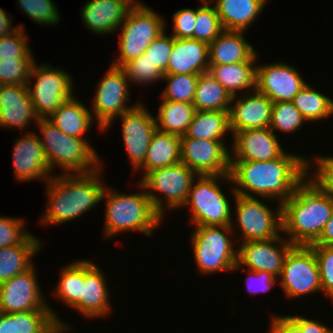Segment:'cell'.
I'll return each mask as SVG.
<instances>
[{"mask_svg": "<svg viewBox=\"0 0 333 333\" xmlns=\"http://www.w3.org/2000/svg\"><path fill=\"white\" fill-rule=\"evenodd\" d=\"M230 176L235 194L282 204L308 177V158L285 152L269 161H230Z\"/></svg>", "mask_w": 333, "mask_h": 333, "instance_id": "1", "label": "cell"}, {"mask_svg": "<svg viewBox=\"0 0 333 333\" xmlns=\"http://www.w3.org/2000/svg\"><path fill=\"white\" fill-rule=\"evenodd\" d=\"M102 168L90 173L53 174L46 182L48 198L41 223H66L97 206L107 185L100 177Z\"/></svg>", "mask_w": 333, "mask_h": 333, "instance_id": "2", "label": "cell"}, {"mask_svg": "<svg viewBox=\"0 0 333 333\" xmlns=\"http://www.w3.org/2000/svg\"><path fill=\"white\" fill-rule=\"evenodd\" d=\"M311 162L308 160V177L282 203V231L293 245L314 244L333 211V199L309 179Z\"/></svg>", "mask_w": 333, "mask_h": 333, "instance_id": "3", "label": "cell"}, {"mask_svg": "<svg viewBox=\"0 0 333 333\" xmlns=\"http://www.w3.org/2000/svg\"><path fill=\"white\" fill-rule=\"evenodd\" d=\"M142 191L125 194L106 185L102 195L105 201L104 236L113 237L117 233L139 231L152 236L153 229L160 228L162 217L154 209L143 186ZM112 189V190H111Z\"/></svg>", "mask_w": 333, "mask_h": 333, "instance_id": "4", "label": "cell"}, {"mask_svg": "<svg viewBox=\"0 0 333 333\" xmlns=\"http://www.w3.org/2000/svg\"><path fill=\"white\" fill-rule=\"evenodd\" d=\"M38 128L43 151L53 174L55 167L64 174L90 173L102 166L98 153L89 140L64 134L47 118H39Z\"/></svg>", "mask_w": 333, "mask_h": 333, "instance_id": "5", "label": "cell"}, {"mask_svg": "<svg viewBox=\"0 0 333 333\" xmlns=\"http://www.w3.org/2000/svg\"><path fill=\"white\" fill-rule=\"evenodd\" d=\"M191 236L193 257L200 274L233 271L237 264L238 248L234 249L231 226H194ZM231 234V235H230Z\"/></svg>", "mask_w": 333, "mask_h": 333, "instance_id": "6", "label": "cell"}, {"mask_svg": "<svg viewBox=\"0 0 333 333\" xmlns=\"http://www.w3.org/2000/svg\"><path fill=\"white\" fill-rule=\"evenodd\" d=\"M233 183L230 175H198L189 190L185 207H189L194 226H231L232 207L218 181Z\"/></svg>", "mask_w": 333, "mask_h": 333, "instance_id": "7", "label": "cell"}, {"mask_svg": "<svg viewBox=\"0 0 333 333\" xmlns=\"http://www.w3.org/2000/svg\"><path fill=\"white\" fill-rule=\"evenodd\" d=\"M197 176L186 164L179 162L142 175L139 183L146 190L156 212L164 219L167 208L174 210L184 207L191 185Z\"/></svg>", "mask_w": 333, "mask_h": 333, "instance_id": "8", "label": "cell"}, {"mask_svg": "<svg viewBox=\"0 0 333 333\" xmlns=\"http://www.w3.org/2000/svg\"><path fill=\"white\" fill-rule=\"evenodd\" d=\"M118 29L121 30L119 54L118 59H114L111 65L121 67L124 63L145 53L154 39L166 31V24L164 17H160L151 7L142 5L130 8Z\"/></svg>", "mask_w": 333, "mask_h": 333, "instance_id": "9", "label": "cell"}, {"mask_svg": "<svg viewBox=\"0 0 333 333\" xmlns=\"http://www.w3.org/2000/svg\"><path fill=\"white\" fill-rule=\"evenodd\" d=\"M72 80L71 74L69 75L65 69L52 68L50 64L38 66L36 61L33 63L28 89L35 113L39 118H48L65 101L74 96Z\"/></svg>", "mask_w": 333, "mask_h": 333, "instance_id": "10", "label": "cell"}, {"mask_svg": "<svg viewBox=\"0 0 333 333\" xmlns=\"http://www.w3.org/2000/svg\"><path fill=\"white\" fill-rule=\"evenodd\" d=\"M236 222L241 230L240 242L270 240L280 236L282 232V204L274 209L256 197H246L235 194Z\"/></svg>", "mask_w": 333, "mask_h": 333, "instance_id": "11", "label": "cell"}, {"mask_svg": "<svg viewBox=\"0 0 333 333\" xmlns=\"http://www.w3.org/2000/svg\"><path fill=\"white\" fill-rule=\"evenodd\" d=\"M36 277L35 265H33L24 273L0 283V313L50 310L61 333H66L71 328L62 322L56 311L50 308V305L48 306Z\"/></svg>", "mask_w": 333, "mask_h": 333, "instance_id": "12", "label": "cell"}, {"mask_svg": "<svg viewBox=\"0 0 333 333\" xmlns=\"http://www.w3.org/2000/svg\"><path fill=\"white\" fill-rule=\"evenodd\" d=\"M128 81L120 67L110 65L102 80L98 82L92 102L93 110L90 111L94 112L93 118L97 120L100 131L109 129L118 116L137 105L127 104L131 100Z\"/></svg>", "mask_w": 333, "mask_h": 333, "instance_id": "13", "label": "cell"}, {"mask_svg": "<svg viewBox=\"0 0 333 333\" xmlns=\"http://www.w3.org/2000/svg\"><path fill=\"white\" fill-rule=\"evenodd\" d=\"M278 279L289 299L321 292L319 266L311 246L294 245L285 258Z\"/></svg>", "mask_w": 333, "mask_h": 333, "instance_id": "14", "label": "cell"}, {"mask_svg": "<svg viewBox=\"0 0 333 333\" xmlns=\"http://www.w3.org/2000/svg\"><path fill=\"white\" fill-rule=\"evenodd\" d=\"M293 246L282 235L270 240L242 242L238 247L237 264L233 271L244 270L243 267H246L256 272H269L279 278L285 258Z\"/></svg>", "mask_w": 333, "mask_h": 333, "instance_id": "15", "label": "cell"}, {"mask_svg": "<svg viewBox=\"0 0 333 333\" xmlns=\"http://www.w3.org/2000/svg\"><path fill=\"white\" fill-rule=\"evenodd\" d=\"M225 141L181 138V162L197 175H230V150Z\"/></svg>", "mask_w": 333, "mask_h": 333, "instance_id": "16", "label": "cell"}, {"mask_svg": "<svg viewBox=\"0 0 333 333\" xmlns=\"http://www.w3.org/2000/svg\"><path fill=\"white\" fill-rule=\"evenodd\" d=\"M119 117L122 119L121 134L128 158L133 171L138 172L144 165L152 136L157 130L156 118L142 103Z\"/></svg>", "mask_w": 333, "mask_h": 333, "instance_id": "17", "label": "cell"}, {"mask_svg": "<svg viewBox=\"0 0 333 333\" xmlns=\"http://www.w3.org/2000/svg\"><path fill=\"white\" fill-rule=\"evenodd\" d=\"M306 84L296 68L287 63L256 66V90L273 103L292 101Z\"/></svg>", "mask_w": 333, "mask_h": 333, "instance_id": "18", "label": "cell"}, {"mask_svg": "<svg viewBox=\"0 0 333 333\" xmlns=\"http://www.w3.org/2000/svg\"><path fill=\"white\" fill-rule=\"evenodd\" d=\"M232 137L230 161H269L285 153L277 135L269 127L243 130Z\"/></svg>", "mask_w": 333, "mask_h": 333, "instance_id": "19", "label": "cell"}, {"mask_svg": "<svg viewBox=\"0 0 333 333\" xmlns=\"http://www.w3.org/2000/svg\"><path fill=\"white\" fill-rule=\"evenodd\" d=\"M233 96L229 110L231 134L243 130L268 128L273 102L257 90ZM239 97V98H238Z\"/></svg>", "mask_w": 333, "mask_h": 333, "instance_id": "20", "label": "cell"}, {"mask_svg": "<svg viewBox=\"0 0 333 333\" xmlns=\"http://www.w3.org/2000/svg\"><path fill=\"white\" fill-rule=\"evenodd\" d=\"M12 161L15 179L18 181L41 179L47 182L53 175L49 170L40 137L33 131L15 140Z\"/></svg>", "mask_w": 333, "mask_h": 333, "instance_id": "21", "label": "cell"}, {"mask_svg": "<svg viewBox=\"0 0 333 333\" xmlns=\"http://www.w3.org/2000/svg\"><path fill=\"white\" fill-rule=\"evenodd\" d=\"M108 286L103 271L89 260H84V284L80 300L72 307L83 316L104 317L111 313Z\"/></svg>", "mask_w": 333, "mask_h": 333, "instance_id": "22", "label": "cell"}, {"mask_svg": "<svg viewBox=\"0 0 333 333\" xmlns=\"http://www.w3.org/2000/svg\"><path fill=\"white\" fill-rule=\"evenodd\" d=\"M31 120L38 122L28 85H0V127L22 132Z\"/></svg>", "mask_w": 333, "mask_h": 333, "instance_id": "23", "label": "cell"}, {"mask_svg": "<svg viewBox=\"0 0 333 333\" xmlns=\"http://www.w3.org/2000/svg\"><path fill=\"white\" fill-rule=\"evenodd\" d=\"M84 27L95 35L118 31L130 9L120 0H88L81 8Z\"/></svg>", "mask_w": 333, "mask_h": 333, "instance_id": "24", "label": "cell"}, {"mask_svg": "<svg viewBox=\"0 0 333 333\" xmlns=\"http://www.w3.org/2000/svg\"><path fill=\"white\" fill-rule=\"evenodd\" d=\"M209 70V44L174 38L167 74H201Z\"/></svg>", "mask_w": 333, "mask_h": 333, "instance_id": "25", "label": "cell"}, {"mask_svg": "<svg viewBox=\"0 0 333 333\" xmlns=\"http://www.w3.org/2000/svg\"><path fill=\"white\" fill-rule=\"evenodd\" d=\"M245 31L223 30L209 44V65H228L249 61L257 52L245 40Z\"/></svg>", "mask_w": 333, "mask_h": 333, "instance_id": "26", "label": "cell"}, {"mask_svg": "<svg viewBox=\"0 0 333 333\" xmlns=\"http://www.w3.org/2000/svg\"><path fill=\"white\" fill-rule=\"evenodd\" d=\"M214 1V0H211ZM217 14L224 30L247 31L262 13L268 0H215Z\"/></svg>", "mask_w": 333, "mask_h": 333, "instance_id": "27", "label": "cell"}, {"mask_svg": "<svg viewBox=\"0 0 333 333\" xmlns=\"http://www.w3.org/2000/svg\"><path fill=\"white\" fill-rule=\"evenodd\" d=\"M257 53L247 62H238L228 65H209L210 74L233 97L239 93L256 90V64ZM245 90V92L243 91ZM238 93V94H237Z\"/></svg>", "mask_w": 333, "mask_h": 333, "instance_id": "28", "label": "cell"}, {"mask_svg": "<svg viewBox=\"0 0 333 333\" xmlns=\"http://www.w3.org/2000/svg\"><path fill=\"white\" fill-rule=\"evenodd\" d=\"M0 333H61L50 310L0 313Z\"/></svg>", "mask_w": 333, "mask_h": 333, "instance_id": "29", "label": "cell"}, {"mask_svg": "<svg viewBox=\"0 0 333 333\" xmlns=\"http://www.w3.org/2000/svg\"><path fill=\"white\" fill-rule=\"evenodd\" d=\"M47 119L64 134L80 139H86L84 136L96 121L89 108L74 96L65 101Z\"/></svg>", "mask_w": 333, "mask_h": 333, "instance_id": "30", "label": "cell"}, {"mask_svg": "<svg viewBox=\"0 0 333 333\" xmlns=\"http://www.w3.org/2000/svg\"><path fill=\"white\" fill-rule=\"evenodd\" d=\"M42 242L31 234L22 244L0 248V283L31 268Z\"/></svg>", "mask_w": 333, "mask_h": 333, "instance_id": "31", "label": "cell"}, {"mask_svg": "<svg viewBox=\"0 0 333 333\" xmlns=\"http://www.w3.org/2000/svg\"><path fill=\"white\" fill-rule=\"evenodd\" d=\"M181 162V136L160 132L152 136L144 165L139 171L143 174ZM142 169V170H141Z\"/></svg>", "mask_w": 333, "mask_h": 333, "instance_id": "32", "label": "cell"}, {"mask_svg": "<svg viewBox=\"0 0 333 333\" xmlns=\"http://www.w3.org/2000/svg\"><path fill=\"white\" fill-rule=\"evenodd\" d=\"M231 100L232 96L209 71L199 74L193 100L196 111L229 112Z\"/></svg>", "mask_w": 333, "mask_h": 333, "instance_id": "33", "label": "cell"}, {"mask_svg": "<svg viewBox=\"0 0 333 333\" xmlns=\"http://www.w3.org/2000/svg\"><path fill=\"white\" fill-rule=\"evenodd\" d=\"M230 130L229 112L196 111L188 130L181 138L224 141Z\"/></svg>", "mask_w": 333, "mask_h": 333, "instance_id": "34", "label": "cell"}, {"mask_svg": "<svg viewBox=\"0 0 333 333\" xmlns=\"http://www.w3.org/2000/svg\"><path fill=\"white\" fill-rule=\"evenodd\" d=\"M193 103L161 100L156 118L157 130L184 136L195 114Z\"/></svg>", "mask_w": 333, "mask_h": 333, "instance_id": "35", "label": "cell"}, {"mask_svg": "<svg viewBox=\"0 0 333 333\" xmlns=\"http://www.w3.org/2000/svg\"><path fill=\"white\" fill-rule=\"evenodd\" d=\"M307 122L321 121L333 115V100L306 84L292 100Z\"/></svg>", "mask_w": 333, "mask_h": 333, "instance_id": "36", "label": "cell"}, {"mask_svg": "<svg viewBox=\"0 0 333 333\" xmlns=\"http://www.w3.org/2000/svg\"><path fill=\"white\" fill-rule=\"evenodd\" d=\"M59 276L52 295L72 308L81 297L82 284H84V259L62 267Z\"/></svg>", "mask_w": 333, "mask_h": 333, "instance_id": "37", "label": "cell"}, {"mask_svg": "<svg viewBox=\"0 0 333 333\" xmlns=\"http://www.w3.org/2000/svg\"><path fill=\"white\" fill-rule=\"evenodd\" d=\"M211 0H201L197 7L193 39L210 44L224 30Z\"/></svg>", "mask_w": 333, "mask_h": 333, "instance_id": "38", "label": "cell"}, {"mask_svg": "<svg viewBox=\"0 0 333 333\" xmlns=\"http://www.w3.org/2000/svg\"><path fill=\"white\" fill-rule=\"evenodd\" d=\"M198 74H164L167 86L162 91V100L193 103Z\"/></svg>", "mask_w": 333, "mask_h": 333, "instance_id": "39", "label": "cell"}, {"mask_svg": "<svg viewBox=\"0 0 333 333\" xmlns=\"http://www.w3.org/2000/svg\"><path fill=\"white\" fill-rule=\"evenodd\" d=\"M120 68L124 71L129 82L137 85L152 84L157 80H162L164 76V72L145 53L124 63Z\"/></svg>", "mask_w": 333, "mask_h": 333, "instance_id": "40", "label": "cell"}, {"mask_svg": "<svg viewBox=\"0 0 333 333\" xmlns=\"http://www.w3.org/2000/svg\"><path fill=\"white\" fill-rule=\"evenodd\" d=\"M304 122L307 121L296 109L292 101L273 103L269 126L273 133L278 130L286 134H293V132L302 127Z\"/></svg>", "mask_w": 333, "mask_h": 333, "instance_id": "41", "label": "cell"}, {"mask_svg": "<svg viewBox=\"0 0 333 333\" xmlns=\"http://www.w3.org/2000/svg\"><path fill=\"white\" fill-rule=\"evenodd\" d=\"M35 59H1L0 85H28Z\"/></svg>", "mask_w": 333, "mask_h": 333, "instance_id": "42", "label": "cell"}, {"mask_svg": "<svg viewBox=\"0 0 333 333\" xmlns=\"http://www.w3.org/2000/svg\"><path fill=\"white\" fill-rule=\"evenodd\" d=\"M18 6L35 23L40 25H56L59 23L60 14L57 5L52 0H17Z\"/></svg>", "mask_w": 333, "mask_h": 333, "instance_id": "43", "label": "cell"}, {"mask_svg": "<svg viewBox=\"0 0 333 333\" xmlns=\"http://www.w3.org/2000/svg\"><path fill=\"white\" fill-rule=\"evenodd\" d=\"M25 33L24 26L19 25L14 33L0 38V60L34 59Z\"/></svg>", "mask_w": 333, "mask_h": 333, "instance_id": "44", "label": "cell"}, {"mask_svg": "<svg viewBox=\"0 0 333 333\" xmlns=\"http://www.w3.org/2000/svg\"><path fill=\"white\" fill-rule=\"evenodd\" d=\"M25 222L23 218L0 216V248L22 244L31 235Z\"/></svg>", "mask_w": 333, "mask_h": 333, "instance_id": "45", "label": "cell"}, {"mask_svg": "<svg viewBox=\"0 0 333 333\" xmlns=\"http://www.w3.org/2000/svg\"><path fill=\"white\" fill-rule=\"evenodd\" d=\"M320 274L322 292L333 301V246H311Z\"/></svg>", "mask_w": 333, "mask_h": 333, "instance_id": "46", "label": "cell"}, {"mask_svg": "<svg viewBox=\"0 0 333 333\" xmlns=\"http://www.w3.org/2000/svg\"><path fill=\"white\" fill-rule=\"evenodd\" d=\"M174 37L168 36L165 31L160 34L145 50L147 57L156 64L164 74H167V65L172 53Z\"/></svg>", "mask_w": 333, "mask_h": 333, "instance_id": "47", "label": "cell"}, {"mask_svg": "<svg viewBox=\"0 0 333 333\" xmlns=\"http://www.w3.org/2000/svg\"><path fill=\"white\" fill-rule=\"evenodd\" d=\"M315 158L313 162L317 170L312 172V177L309 179L333 199V157L316 156Z\"/></svg>", "mask_w": 333, "mask_h": 333, "instance_id": "48", "label": "cell"}, {"mask_svg": "<svg viewBox=\"0 0 333 333\" xmlns=\"http://www.w3.org/2000/svg\"><path fill=\"white\" fill-rule=\"evenodd\" d=\"M197 8L180 9L173 14V34L174 38L193 39V31L196 23Z\"/></svg>", "mask_w": 333, "mask_h": 333, "instance_id": "49", "label": "cell"}, {"mask_svg": "<svg viewBox=\"0 0 333 333\" xmlns=\"http://www.w3.org/2000/svg\"><path fill=\"white\" fill-rule=\"evenodd\" d=\"M246 270L249 272L246 281L247 291L252 295L268 292L271 287L275 286L278 279L269 272Z\"/></svg>", "mask_w": 333, "mask_h": 333, "instance_id": "50", "label": "cell"}, {"mask_svg": "<svg viewBox=\"0 0 333 333\" xmlns=\"http://www.w3.org/2000/svg\"><path fill=\"white\" fill-rule=\"evenodd\" d=\"M269 328V333H305L289 316L282 315H273Z\"/></svg>", "mask_w": 333, "mask_h": 333, "instance_id": "51", "label": "cell"}, {"mask_svg": "<svg viewBox=\"0 0 333 333\" xmlns=\"http://www.w3.org/2000/svg\"><path fill=\"white\" fill-rule=\"evenodd\" d=\"M289 317L301 328L305 333H333V328H329L320 321L314 319H307L301 315Z\"/></svg>", "mask_w": 333, "mask_h": 333, "instance_id": "52", "label": "cell"}, {"mask_svg": "<svg viewBox=\"0 0 333 333\" xmlns=\"http://www.w3.org/2000/svg\"><path fill=\"white\" fill-rule=\"evenodd\" d=\"M310 246H333V211L329 221L319 237V239Z\"/></svg>", "mask_w": 333, "mask_h": 333, "instance_id": "53", "label": "cell"}, {"mask_svg": "<svg viewBox=\"0 0 333 333\" xmlns=\"http://www.w3.org/2000/svg\"><path fill=\"white\" fill-rule=\"evenodd\" d=\"M7 14L8 13L0 7V38L14 33L19 28V26L14 27L12 25V16H10V18Z\"/></svg>", "mask_w": 333, "mask_h": 333, "instance_id": "54", "label": "cell"}, {"mask_svg": "<svg viewBox=\"0 0 333 333\" xmlns=\"http://www.w3.org/2000/svg\"><path fill=\"white\" fill-rule=\"evenodd\" d=\"M125 3L129 8H135L144 5V3L139 2L138 0H120Z\"/></svg>", "mask_w": 333, "mask_h": 333, "instance_id": "55", "label": "cell"}]
</instances>
